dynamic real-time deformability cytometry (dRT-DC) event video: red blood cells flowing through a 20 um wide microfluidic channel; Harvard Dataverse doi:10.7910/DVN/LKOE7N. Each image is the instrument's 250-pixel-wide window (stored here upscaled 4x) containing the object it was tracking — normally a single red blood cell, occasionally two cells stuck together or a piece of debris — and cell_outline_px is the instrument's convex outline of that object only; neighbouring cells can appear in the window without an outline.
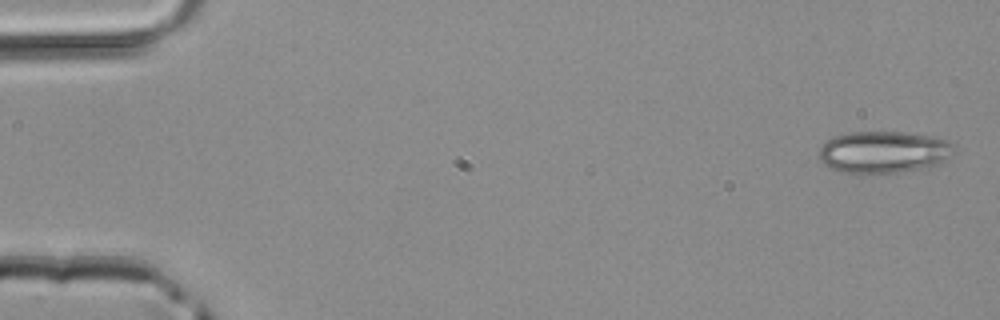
{"species": "common noctule bat (a hibernating species)", "species_latin": "Nyctalus noctula", "temperature_condition": "room temperature", "stored_images_in_passage": 4, "camera_frame_rate_fps": 3000, "um_per_image_px": 0.085, "animal": {"sex": "male", "body_mass_g": 20.4}, "frame": {"image": 1, "passage_image": 1, "time_ms": 0.0, "image_size_px": [1000, 320], "cell_outline_px": [[952, 148], [948, 156], [944, 160], [936, 164], [920, 168], [900, 172], [840, 172], [824, 164], [816, 156], [820, 148], [828, 140], [836, 136], [848, 132], [900, 132], [932, 136], [948, 140], [952, 144]], "centroid_in_image_um": [75.05, 12.91], "position_along_channel_um": 10.0, "area_um2": 32.37}}
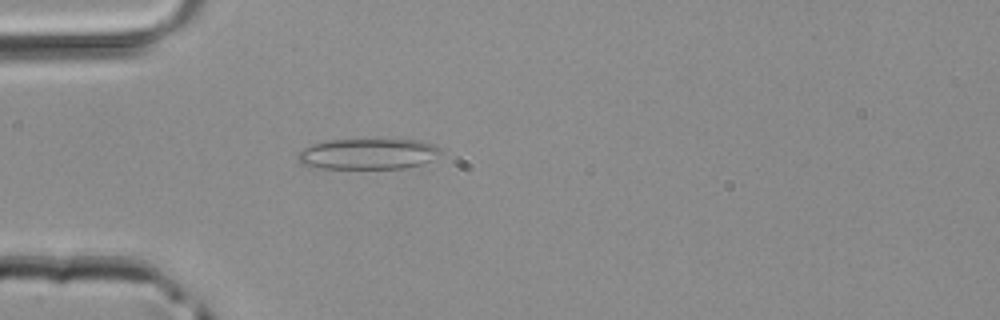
{"frame": {"image": 2, "passage_image": 4, "time_ms": 1.0, "image_size_px": [1000, 320], "cell_outline_px": [[440, 152], [432, 160], [420, 164], [404, 168], [324, 168], [300, 164], [296, 156], [296, 152], [312, 144], [328, 140], [376, 136], [392, 136], [420, 140], [432, 144], [440, 148]], "centroid_in_image_um": [31.29, 13.0], "position_along_channel_um": 53.7, "area_um2": 26.99}}